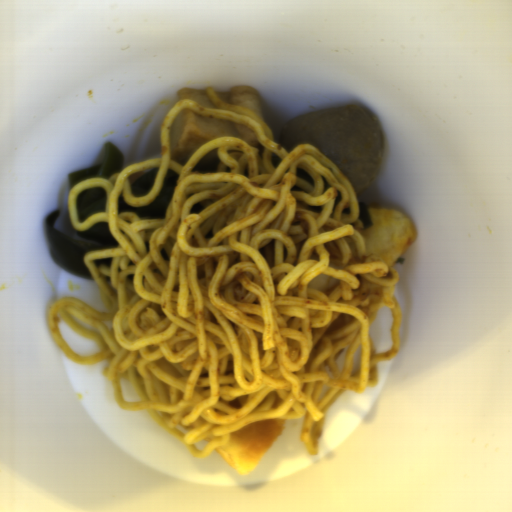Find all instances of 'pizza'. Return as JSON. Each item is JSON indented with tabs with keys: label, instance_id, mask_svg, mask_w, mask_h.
<instances>
[{
	"label": "pizza",
	"instance_id": "obj_1",
	"mask_svg": "<svg viewBox=\"0 0 512 512\" xmlns=\"http://www.w3.org/2000/svg\"><path fill=\"white\" fill-rule=\"evenodd\" d=\"M286 421L277 418L242 426L215 450L239 477H246L271 449Z\"/></svg>",
	"mask_w": 512,
	"mask_h": 512
},
{
	"label": "pizza",
	"instance_id": "obj_2",
	"mask_svg": "<svg viewBox=\"0 0 512 512\" xmlns=\"http://www.w3.org/2000/svg\"><path fill=\"white\" fill-rule=\"evenodd\" d=\"M373 225L362 231L368 259L392 267L400 254L416 239L412 221L401 212L368 209Z\"/></svg>",
	"mask_w": 512,
	"mask_h": 512
},
{
	"label": "pizza",
	"instance_id": "obj_4",
	"mask_svg": "<svg viewBox=\"0 0 512 512\" xmlns=\"http://www.w3.org/2000/svg\"><path fill=\"white\" fill-rule=\"evenodd\" d=\"M347 348H348V346H347V347H344V348H342V349H340L339 351H337V352H336V354H335V356H334L335 361H336V360H337V359L342 355V353H343Z\"/></svg>",
	"mask_w": 512,
	"mask_h": 512
},
{
	"label": "pizza",
	"instance_id": "obj_3",
	"mask_svg": "<svg viewBox=\"0 0 512 512\" xmlns=\"http://www.w3.org/2000/svg\"><path fill=\"white\" fill-rule=\"evenodd\" d=\"M338 284V279L329 274L322 273L316 276L307 285L309 289L316 290L330 297L338 287Z\"/></svg>",
	"mask_w": 512,
	"mask_h": 512
}]
</instances>
